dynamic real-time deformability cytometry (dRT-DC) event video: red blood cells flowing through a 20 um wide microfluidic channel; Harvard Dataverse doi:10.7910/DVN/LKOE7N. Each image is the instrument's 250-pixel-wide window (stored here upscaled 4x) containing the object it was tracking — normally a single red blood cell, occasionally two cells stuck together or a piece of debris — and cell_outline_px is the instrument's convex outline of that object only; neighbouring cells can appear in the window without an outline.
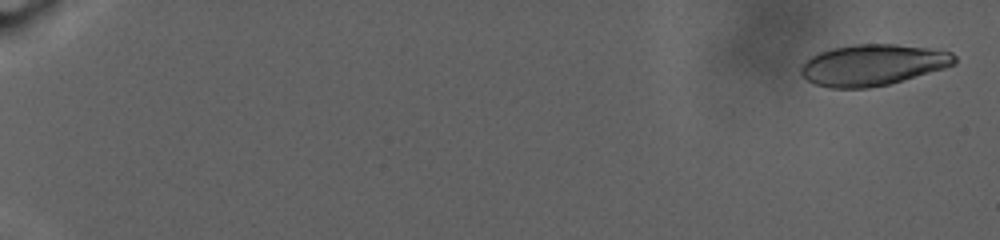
{"species": "human", "species_latin": "Homo sapiens", "temperature_condition": "warm", "stored_images_in_passage": 93, "camera_frame_rate_fps": 3000, "um_per_image_px": 0.085, "donor": {"sex": "male"}, "frame": {"image": 1, "passage_image": 3, "time_ms": 0.667, "image_size_px": [1000, 240], "cell_outline_px": [[956, 64], [944, 68], [888, 84], [868, 88], [828, 88], [816, 84], [808, 80], [800, 72], [800, 64], [804, 60], [816, 52], [832, 48], [856, 44], [896, 44], [928, 48], [952, 52], [956, 56]], "centroid_in_image_um": [74.14, 5.51], "position_along_channel_um": 10.9, "area_um2": 36.93}}
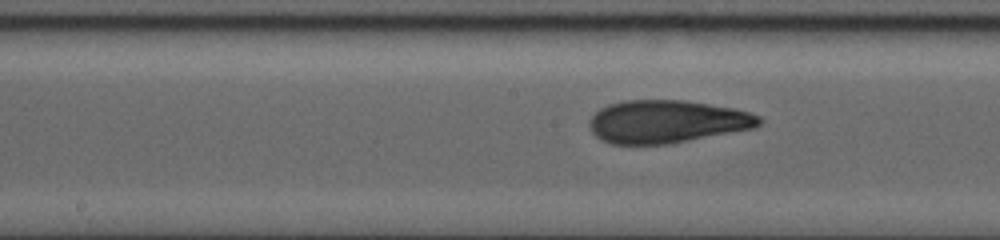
{"frame": {"image": 2, "passage_image": 54, "time_ms": 17.667, "image_size_px": [1000, 240], "cell_outline_px": [[764, 120], [756, 128], [672, 144], [608, 144], [600, 140], [592, 132], [588, 124], [588, 120], [600, 108], [608, 104], [624, 100], [684, 100], [732, 108], [748, 112], [760, 116]], "centroid_in_image_um": [56.68, 10.35], "position_along_channel_um": 191.5, "area_um2": 42.83}}
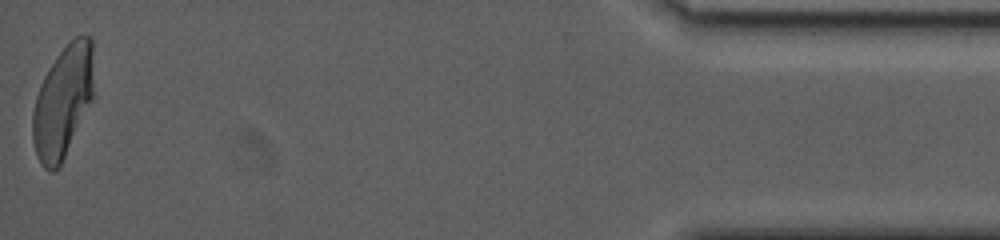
{"frame": {"image": 3, "passage_image": 93, "time_ms": 30.667, "image_size_px": [1000, 240], "cell_outline_px": [[92, 100], [60, 168], [52, 172], [48, 172], [40, 164], [36, 156], [32, 140], [32, 112], [36, 96], [40, 84], [48, 68], [56, 56], [80, 32], [84, 32], [92, 36]], "centroid_in_image_um": [5.32, 8.68], "position_along_channel_um": 429.9, "area_um2": 40.29}, "authors_computed_cell_mechanics": {"area_um2": 40.5178, "velocity_mm_per_s": 2.3826, "shape_relaxation_time_tau1_ms": null, "shape_relaxation_time_tau2_ms": 2.0331, "deformation_change_tau1": null, "deformation_change_tau2": 0.0874}}